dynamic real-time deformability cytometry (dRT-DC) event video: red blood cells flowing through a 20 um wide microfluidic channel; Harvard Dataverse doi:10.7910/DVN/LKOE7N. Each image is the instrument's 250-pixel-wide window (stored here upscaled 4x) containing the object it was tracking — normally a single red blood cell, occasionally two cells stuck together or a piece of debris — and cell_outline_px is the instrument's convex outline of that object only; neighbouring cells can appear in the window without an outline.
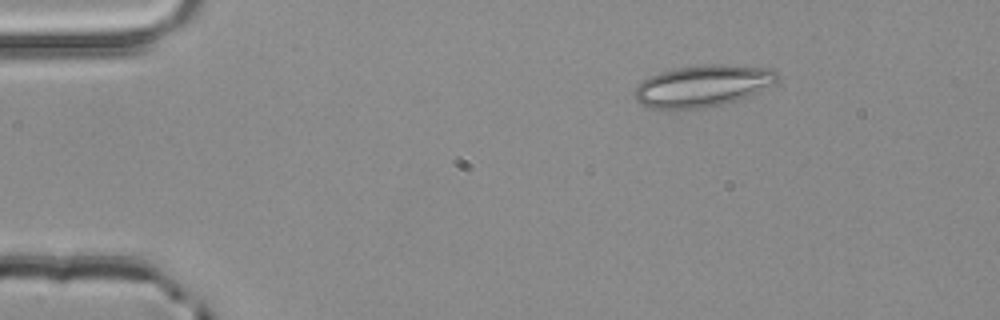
{"species": "common noctule bat (a hibernating species)", "species_latin": "Nyctalus noctula", "temperature_condition": "room temperature", "stored_images_in_passage": 3, "camera_frame_rate_fps": 3000, "um_per_image_px": 0.085, "animal": {"sex": "male", "body_mass_g": 20.4}, "frame": {"image": 1, "passage_image": 1, "time_ms": 0.0, "image_size_px": [1000, 320], "cell_outline_px": [[780, 76], [776, 84], [748, 96], [736, 100], [704, 108], [664, 112], [640, 104], [636, 100], [632, 92], [636, 84], [648, 76], [660, 72], [676, 68], [704, 64], [724, 64], [772, 68]], "centroid_in_image_um": [59.67, 7.32], "position_along_channel_um": 25.3, "area_um2": 35.66}}